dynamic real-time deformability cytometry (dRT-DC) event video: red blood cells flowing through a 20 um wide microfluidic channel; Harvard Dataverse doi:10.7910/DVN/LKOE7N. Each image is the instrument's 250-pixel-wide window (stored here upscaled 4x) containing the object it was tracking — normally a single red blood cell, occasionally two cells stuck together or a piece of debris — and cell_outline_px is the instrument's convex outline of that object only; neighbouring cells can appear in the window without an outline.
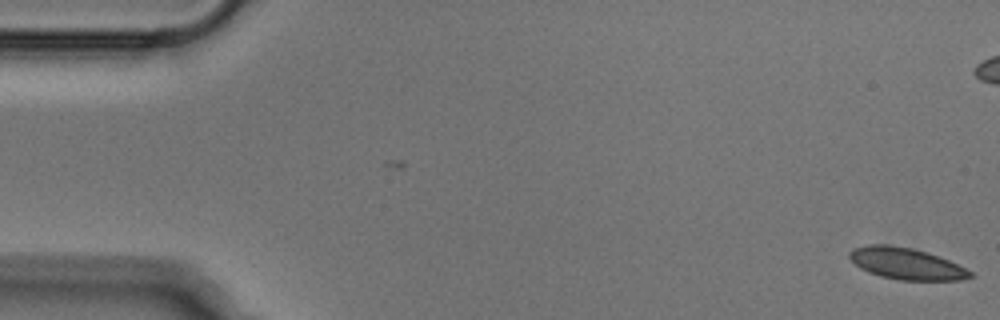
{"species": "Egyptian fruit bat (a non-hibernating species)", "species_latin": "Rousettus aegyptiacus", "temperature_condition": "cold", "stored_images_in_passage": 53, "camera_frame_rate_fps": 3000, "um_per_image_px": 0.085, "animal": {"sex": "male"}, "frame": {"image": 1, "passage_image": 1, "time_ms": 0.0, "image_size_px": [1000, 320], "cell_outline_px": [[976, 276], [960, 280], [900, 280], [880, 276], [868, 272], [860, 268], [848, 256], [848, 252], [852, 248], [868, 244], [892, 244], [912, 248], [928, 252], [948, 260], [972, 272]], "centroid_in_image_um": [77.0, 22.4], "position_along_channel_um": 8.0, "area_um2": 22.31}}
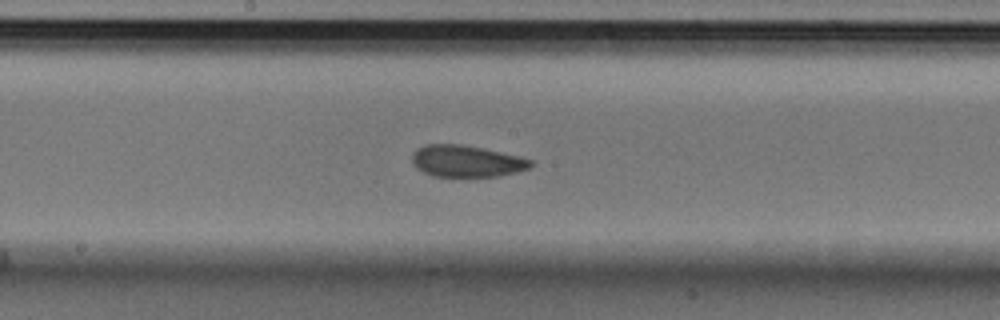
{"frame": {"image": 2, "passage_image": 27, "time_ms": 8.667, "image_size_px": [1000, 320], "cell_outline_px": [[536, 164], [532, 168], [500, 176], [432, 176], [416, 168], [412, 164], [412, 152], [416, 148], [424, 144], [460, 144], [484, 148], [520, 156], [532, 160]], "centroid_in_image_um": [39.67, 13.69], "position_along_channel_um": 208.5, "area_um2": 22.25}}
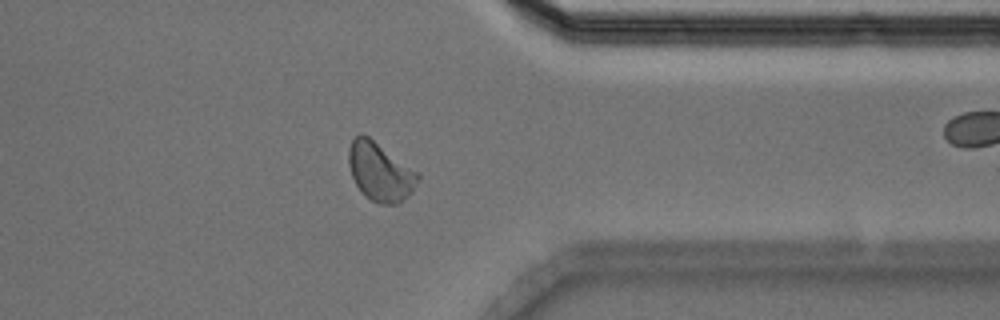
{"frame": {"image": 3, "passage_image": 41, "time_ms": 13.333, "image_size_px": [1000, 320], "cell_outline_px": [[420, 176], [412, 192], [408, 196], [396, 204], [380, 204], [372, 200], [356, 184], [352, 176], [348, 164], [348, 148], [352, 140], [360, 132], [368, 136], [420, 172]], "centroid_in_image_um": [32.33, 14.57], "position_along_channel_um": 379.1, "area_um2": 23.52}}